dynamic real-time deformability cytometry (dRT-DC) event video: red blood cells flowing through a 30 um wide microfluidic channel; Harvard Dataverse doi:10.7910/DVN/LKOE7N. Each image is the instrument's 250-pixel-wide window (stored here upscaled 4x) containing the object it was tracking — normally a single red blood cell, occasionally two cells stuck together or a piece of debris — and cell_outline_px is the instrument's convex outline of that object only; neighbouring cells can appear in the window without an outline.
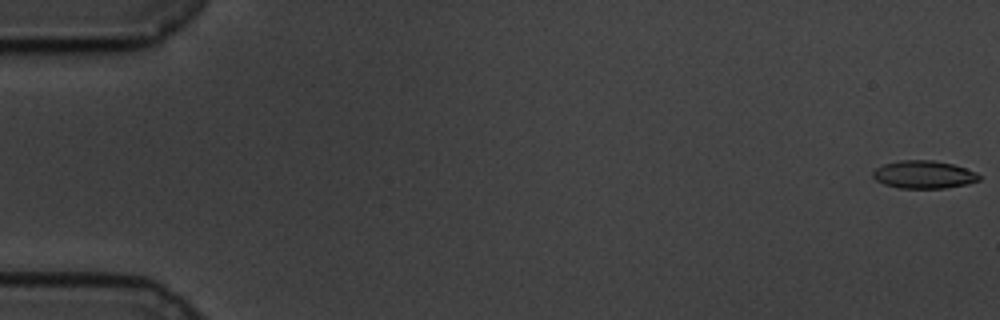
{"species": "common noctule bat (a hibernating species)", "species_latin": "Nyctalus noctula", "temperature_condition": "cold", "stored_images_in_passage": 53, "camera_frame_rate_fps": 3000, "um_per_image_px": 0.085, "animal": {"sex": "male", "body_mass_g": 19.5, "forearm_length_mm": 54.6}, "frame": {"image": 1, "passage_image": 1, "time_ms": 0.0, "image_size_px": [1000, 320], "cell_outline_px": [[980, 180], [968, 184], [944, 188], [900, 188], [884, 184], [876, 180], [872, 176], [872, 172], [876, 168], [884, 164], [900, 160], [932, 160], [952, 164], [976, 172], [980, 176]], "centroid_in_image_um": [78.51, 14.84], "position_along_channel_um": 6.5, "area_um2": 17.17}}
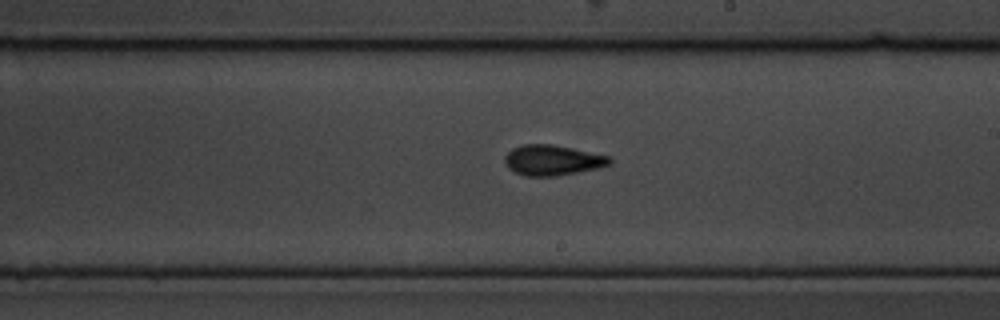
{"frame": {"image": 2, "passage_image": 35, "time_ms": 11.333, "image_size_px": [1000, 320], "cell_outline_px": [[612, 164], [596, 168], [556, 176], [524, 176], [508, 168], [504, 160], [504, 156], [512, 148], [524, 144], [552, 144], [612, 156]], "centroid_in_image_um": [46.97, 13.61], "position_along_channel_um": 242.0, "area_um2": 18.61}}
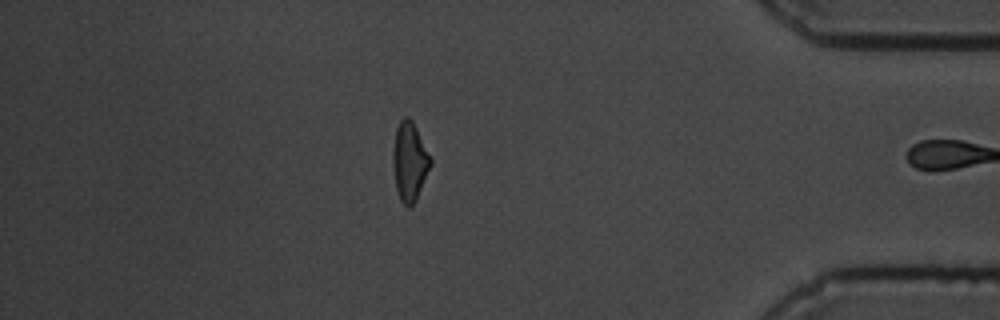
{"frame": {"image": 3, "passage_image": 52, "time_ms": 17.0, "image_size_px": [1000, 320], "cell_outline_px": [[432, 164], [416, 200], [408, 208], [400, 200], [396, 188], [392, 164], [392, 152], [396, 128], [400, 120], [404, 116], [408, 116], [412, 120], [432, 160]], "centroid_in_image_um": [34.8, 13.72], "position_along_channel_um": 400.4, "area_um2": 17.28}, "authors_computed_cell_mechanics": {"area_um2": 17.918, "velocity_mm_per_s": 3.4125, "shape_relaxation_time_tau1_ms": 3.0211, "shape_relaxation_time_tau2_ms": 2.4899, "deformation_change_tau1": 0.1217, "deformation_change_tau2": 0.0912}}